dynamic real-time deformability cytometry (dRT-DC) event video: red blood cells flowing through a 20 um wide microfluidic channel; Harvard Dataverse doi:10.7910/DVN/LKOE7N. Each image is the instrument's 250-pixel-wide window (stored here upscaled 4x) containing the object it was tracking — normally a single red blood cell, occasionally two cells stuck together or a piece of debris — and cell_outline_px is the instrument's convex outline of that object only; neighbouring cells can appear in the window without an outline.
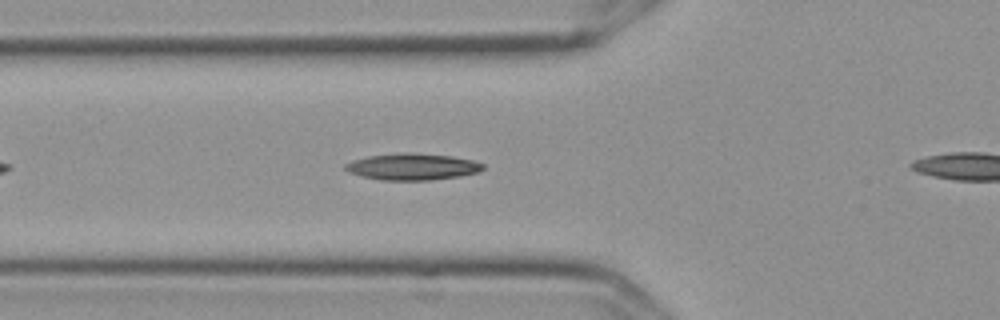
{"species": "Egyptian fruit bat (a non-hibernating species)", "species_latin": "Rousettus aegyptiacus", "temperature_condition": "cold", "stored_images_in_passage": 24, "camera_frame_rate_fps": 3000, "um_per_image_px": 0.085, "frame": {"image": 1, "passage_image": 13, "time_ms": 4.0, "image_size_px": [1000, 320], "cell_outline_px": [[484, 168], [480, 172], [460, 176], [432, 180], [380, 180], [348, 172], [344, 168], [344, 164], [352, 160], [368, 156], [400, 152], [408, 152], [452, 156], [472, 160], [484, 164]], "centroid_in_image_um": [35.06, 14.16], "position_along_channel_um": 90.7, "area_um2": 21.44}}
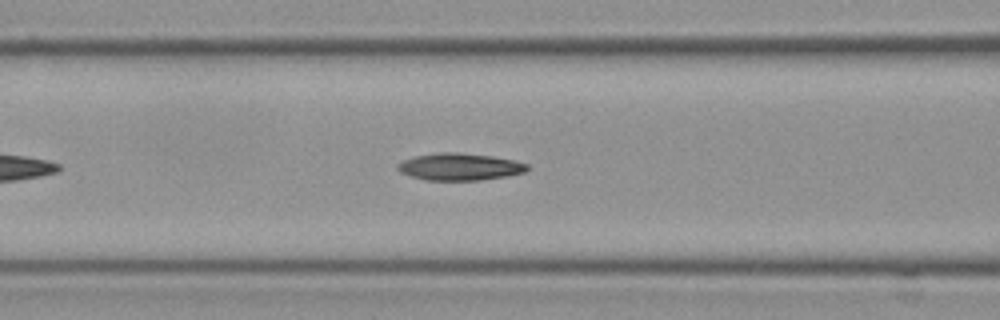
{"frame": {"image": 2, "passage_image": 16, "time_ms": 5.0, "image_size_px": [1000, 320], "cell_outline_px": [[528, 168], [524, 172], [508, 176], [480, 180], [428, 180], [412, 176], [400, 172], [396, 168], [396, 164], [404, 160], [416, 156], [440, 152], [456, 152], [492, 156], [512, 160], [528, 164]], "centroid_in_image_um": [39.06, 14.17], "position_along_channel_um": 127.5, "area_um2": 20.29}}
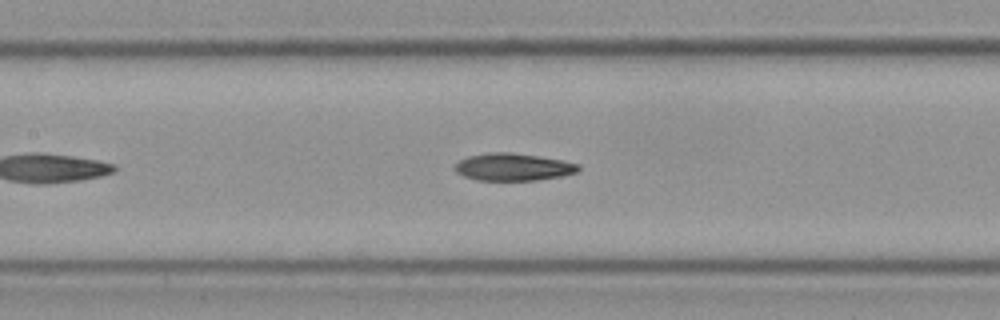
{"frame": {"image": 3, "passage_image": 19, "time_ms": 6.0, "image_size_px": [1000, 320], "cell_outline_px": [[580, 168], [576, 172], [560, 176], [536, 180], [476, 180], [464, 176], [456, 172], [452, 168], [460, 160], [468, 156], [488, 152], [512, 152], [560, 160], [580, 164]], "centroid_in_image_um": [43.57, 14.19], "position_along_channel_um": 163.8, "area_um2": 19.59}}